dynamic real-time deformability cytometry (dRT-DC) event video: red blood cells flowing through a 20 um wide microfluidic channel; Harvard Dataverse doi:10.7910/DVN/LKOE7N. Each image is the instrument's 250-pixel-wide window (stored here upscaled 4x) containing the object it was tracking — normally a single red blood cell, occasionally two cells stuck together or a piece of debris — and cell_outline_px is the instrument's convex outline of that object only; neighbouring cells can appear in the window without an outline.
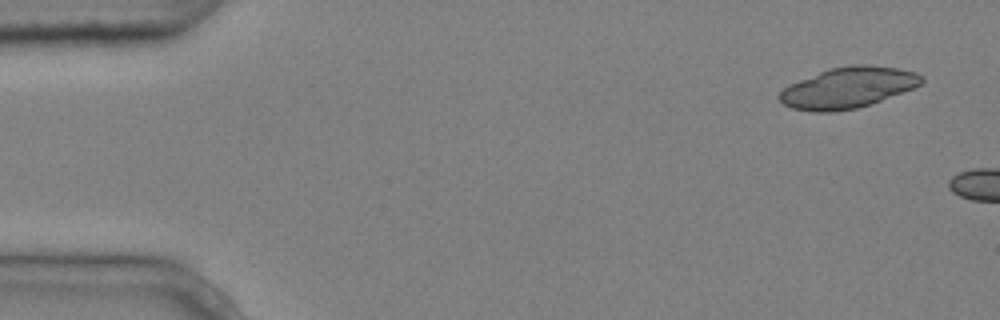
{"species": "common noctule bat (a hibernating species)", "species_latin": "Nyctalus noctula", "temperature_condition": "cold", "stored_images_in_passage": 6, "segment_of_instrument_passage": [2, 2], "camera_frame_rate_fps": 3000, "um_per_image_px": 0.085, "animal": {"sex": "male", "body_mass_g": 20.4}, "frame": {"image": 1, "passage_image": 6, "time_ms": 1.667, "image_size_px": [1000, 320], "cell_outline_px": [[924, 80], [920, 84], [912, 88], [880, 100], [856, 108], [832, 112], [812, 112], [792, 108], [784, 104], [776, 96], [788, 84], [828, 68], [852, 64], [868, 64], [896, 68], [916, 72], [924, 76]], "centroid_in_image_um": [72.03, 7.44], "position_along_channel_um": 13.0, "area_um2": 33.81}}